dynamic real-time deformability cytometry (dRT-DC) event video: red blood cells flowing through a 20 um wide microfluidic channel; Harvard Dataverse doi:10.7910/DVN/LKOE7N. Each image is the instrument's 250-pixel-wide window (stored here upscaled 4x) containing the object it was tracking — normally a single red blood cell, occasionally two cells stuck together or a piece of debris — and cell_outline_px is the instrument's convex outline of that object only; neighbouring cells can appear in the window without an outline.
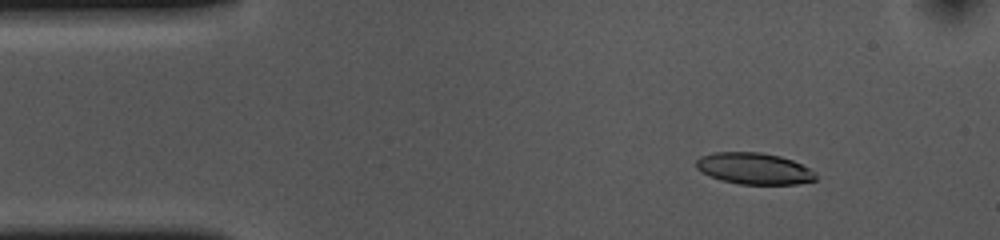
{"species": "common noctule bat (a hibernating species)", "species_latin": "Nyctalus noctula", "temperature_condition": "cold", "stored_images_in_passage": 54, "camera_frame_rate_fps": 3000, "um_per_image_px": 0.085, "animal": {"sex": "female", "body_mass_g": 10.0, "forearm_length_mm": 53.1}, "frame": {"image": 1, "passage_image": 6, "time_ms": 1.667, "image_size_px": [1000, 240], "cell_outline_px": [[816, 180], [796, 184], [740, 184], [720, 180], [708, 176], [700, 172], [696, 168], [696, 160], [700, 156], [712, 152], [760, 152], [780, 156], [792, 160], [816, 172]], "centroid_in_image_um": [64.05, 14.32], "position_along_channel_um": 20.9, "area_um2": 22.08}}
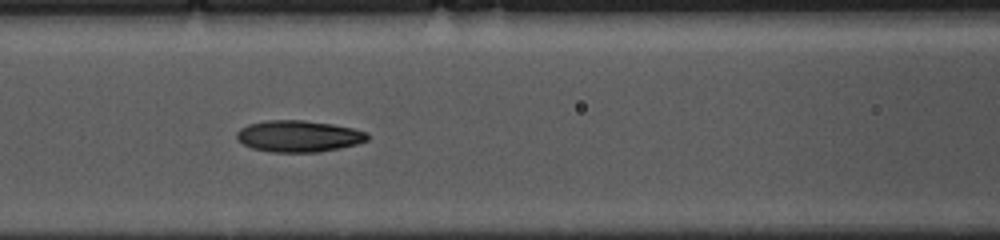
{"frame": {"image": 2, "passage_image": 21, "time_ms": 6.667, "image_size_px": [1000, 240], "cell_outline_px": [[368, 140], [356, 144], [340, 148], [316, 152], [272, 152], [252, 148], [236, 140], [236, 132], [240, 128], [248, 124], [268, 120], [304, 120], [332, 124], [352, 128], [368, 132]], "centroid_in_image_um": [25.36, 11.57], "position_along_channel_um": 141.2, "area_um2": 24.04}}
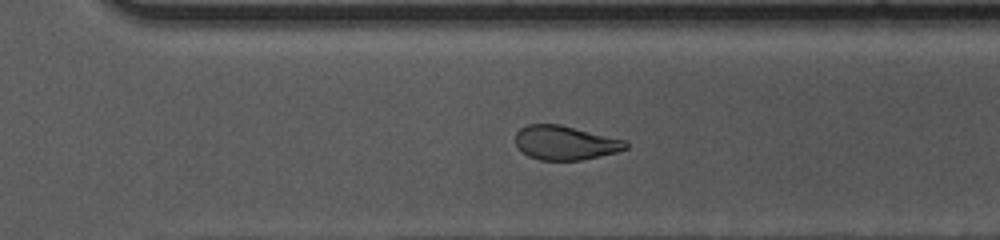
{"frame": {"image": 3, "passage_image": 36, "time_ms": 11.667, "image_size_px": [1000, 240], "cell_outline_px": [[628, 148], [616, 152], [580, 160], [540, 160], [528, 156], [516, 144], [516, 132], [520, 128], [528, 124], [560, 124], [628, 140]], "centroid_in_image_um": [48.07, 12.12], "position_along_channel_um": 322.5, "area_um2": 21.96}, "authors_computed_cell_mechanics": {"area_um2": 23.6113, "velocity_mm_per_s": 3.6425, "shape_relaxation_time_tau1_ms": 4.1884, "shape_relaxation_time_tau2_ms": 3.2233, "deformation_change_tau1": 0.1506, "deformation_change_tau2": 0.1017}}